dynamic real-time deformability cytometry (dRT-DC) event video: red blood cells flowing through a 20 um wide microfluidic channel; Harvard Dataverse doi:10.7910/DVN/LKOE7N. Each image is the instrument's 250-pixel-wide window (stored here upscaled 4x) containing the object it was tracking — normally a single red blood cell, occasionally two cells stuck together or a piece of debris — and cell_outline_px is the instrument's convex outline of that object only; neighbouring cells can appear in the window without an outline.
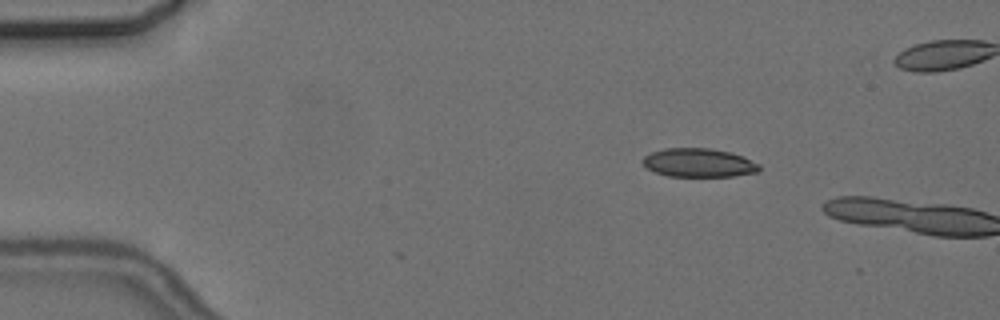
{"species": "common noctule bat (a hibernating species)", "species_latin": "Nyctalus noctula", "temperature_condition": "cold", "stored_images_in_passage": 3, "camera_frame_rate_fps": 3000, "um_per_image_px": 0.085, "animal": {"sex": "female", "body_mass_g": 24.6, "forearm_length_mm": 56.2}, "frame": {"image": 1, "passage_image": 2, "time_ms": 1.0, "image_size_px": [1000, 320], "cell_outline_px": [[760, 172], [732, 176], [668, 176], [656, 172], [648, 168], [640, 160], [644, 156], [652, 152], [664, 148], [708, 148], [728, 152], [744, 156], [760, 164]], "centroid_in_image_um": [59.41, 13.83], "position_along_channel_um": 25.6, "area_um2": 19.48}}